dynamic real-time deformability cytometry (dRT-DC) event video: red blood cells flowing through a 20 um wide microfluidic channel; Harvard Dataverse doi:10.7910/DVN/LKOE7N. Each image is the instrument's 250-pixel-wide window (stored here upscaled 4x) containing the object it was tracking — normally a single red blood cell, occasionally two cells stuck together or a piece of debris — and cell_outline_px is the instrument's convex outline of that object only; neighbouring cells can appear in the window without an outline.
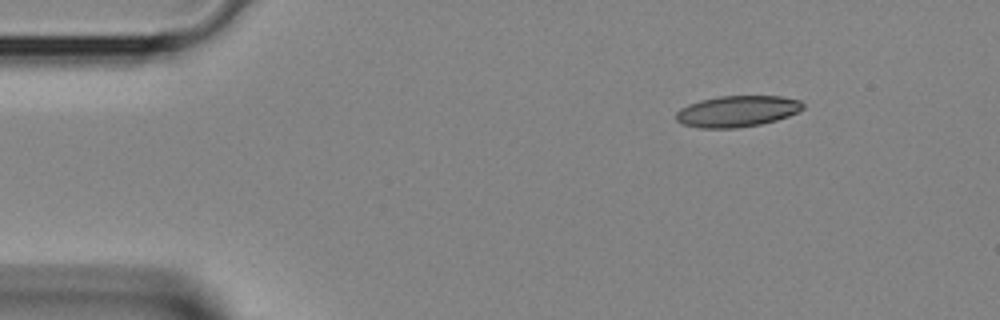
{"species": "Egyptian fruit bat (a non-hibernating species)", "species_latin": "Rousettus aegyptiacus", "temperature_condition": "room temperature", "stored_images_in_passage": 3, "camera_frame_rate_fps": 3000, "um_per_image_px": 0.085, "animal": {"sex": "female"}, "frame": {"image": 1, "passage_image": 1, "time_ms": 0.0, "image_size_px": [1000, 320], "cell_outline_px": [[804, 108], [788, 116], [776, 120], [760, 124], [736, 128], [700, 128], [684, 124], [676, 120], [676, 112], [680, 108], [688, 104], [700, 100], [720, 96], [780, 96], [800, 100], [804, 104]], "centroid_in_image_um": [62.65, 9.45], "position_along_channel_um": 22.4, "area_um2": 23.0}}
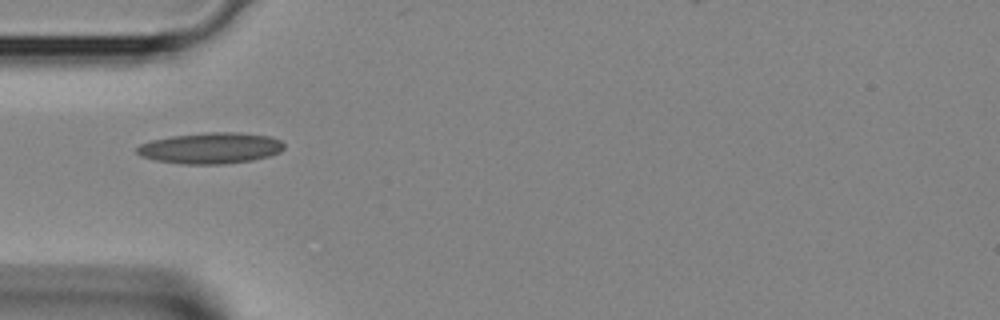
{"frame": {"image": 2, "passage_image": 3, "time_ms": 0.667, "image_size_px": [1000, 320], "cell_outline_px": [[284, 148], [280, 152], [268, 156], [252, 160], [224, 164], [180, 164], [156, 160], [140, 156], [136, 152], [136, 148], [140, 144], [152, 140], [172, 136], [208, 132], [240, 132], [272, 136], [280, 140], [284, 144]], "centroid_in_image_um": [17.91, 12.58], "position_along_channel_um": 67.1, "area_um2": 26.76}}